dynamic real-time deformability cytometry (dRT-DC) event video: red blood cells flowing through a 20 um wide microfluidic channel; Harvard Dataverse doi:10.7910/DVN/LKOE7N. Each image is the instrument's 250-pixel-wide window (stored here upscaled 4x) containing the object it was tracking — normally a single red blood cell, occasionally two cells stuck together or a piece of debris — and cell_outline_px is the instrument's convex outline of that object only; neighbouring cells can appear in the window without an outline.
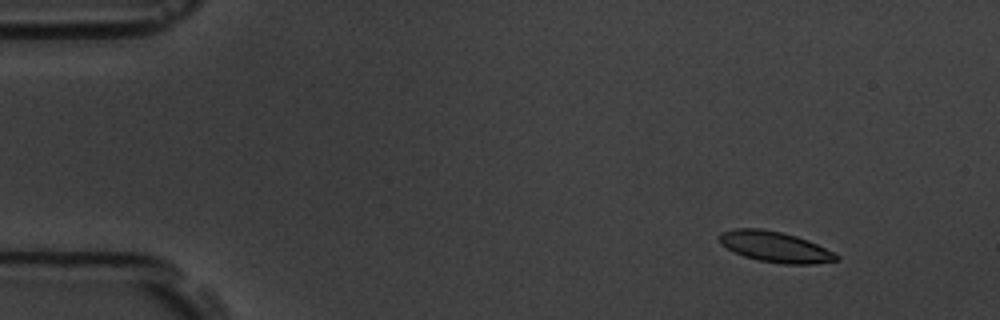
{"species": "common noctule bat (a hibernating species)", "species_latin": "Nyctalus noctula", "temperature_condition": "room temperature", "stored_images_in_passage": 4, "camera_frame_rate_fps": 3000, "um_per_image_px": 0.085, "animal": {"sex": "male", "body_mass_g": 19.5, "forearm_length_mm": 54.6}, "frame": {"image": 1, "passage_image": 1, "time_ms": 0.0, "image_size_px": [1000, 320], "cell_outline_px": [[840, 260], [812, 264], [784, 264], [760, 260], [744, 256], [720, 244], [716, 236], [720, 232], [736, 228], [760, 228], [780, 232], [796, 236], [808, 240], [840, 256]], "centroid_in_image_um": [65.85, 20.97], "position_along_channel_um": 19.2, "area_um2": 20.81}}
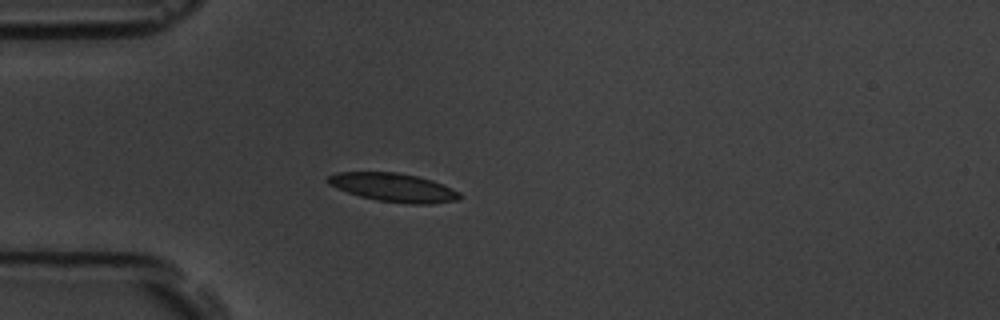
{"frame": {"image": 2, "passage_image": 4, "time_ms": 3.333, "image_size_px": [1000, 320], "cell_outline_px": [[460, 200], [432, 204], [412, 204], [376, 200], [360, 196], [348, 192], [328, 184], [328, 176], [336, 172], [396, 172], [416, 176], [432, 180], [460, 192]], "centroid_in_image_um": [33.47, 15.94], "position_along_channel_um": 51.5, "area_um2": 21.79}}